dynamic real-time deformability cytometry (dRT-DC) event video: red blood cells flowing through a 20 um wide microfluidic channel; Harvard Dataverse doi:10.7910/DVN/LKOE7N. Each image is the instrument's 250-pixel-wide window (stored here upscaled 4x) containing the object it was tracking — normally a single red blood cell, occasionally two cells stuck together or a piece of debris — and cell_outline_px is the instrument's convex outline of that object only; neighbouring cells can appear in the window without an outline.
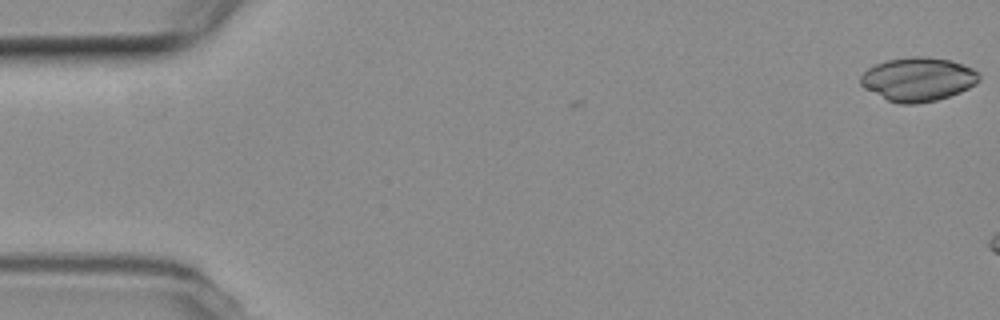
{"species": "common noctule bat (a hibernating species)", "species_latin": "Nyctalus noctula", "temperature_condition": "room temperature", "stored_images_in_passage": 4, "camera_frame_rate_fps": 3000, "um_per_image_px": 0.085, "animal": {"sex": "female", "body_mass_g": 19.3, "forearm_length_mm": 54.1}, "frame": {"image": 1, "passage_image": 1, "time_ms": 0.0, "image_size_px": [1000, 320], "cell_outline_px": [[980, 80], [976, 84], [960, 92], [936, 100], [916, 104], [900, 104], [888, 100], [864, 88], [860, 84], [860, 76], [868, 68], [876, 64], [888, 60], [912, 56], [924, 56], [948, 60], [972, 68], [980, 76]], "centroid_in_image_um": [78.02, 6.74], "position_along_channel_um": 7.0, "area_um2": 30.0}}